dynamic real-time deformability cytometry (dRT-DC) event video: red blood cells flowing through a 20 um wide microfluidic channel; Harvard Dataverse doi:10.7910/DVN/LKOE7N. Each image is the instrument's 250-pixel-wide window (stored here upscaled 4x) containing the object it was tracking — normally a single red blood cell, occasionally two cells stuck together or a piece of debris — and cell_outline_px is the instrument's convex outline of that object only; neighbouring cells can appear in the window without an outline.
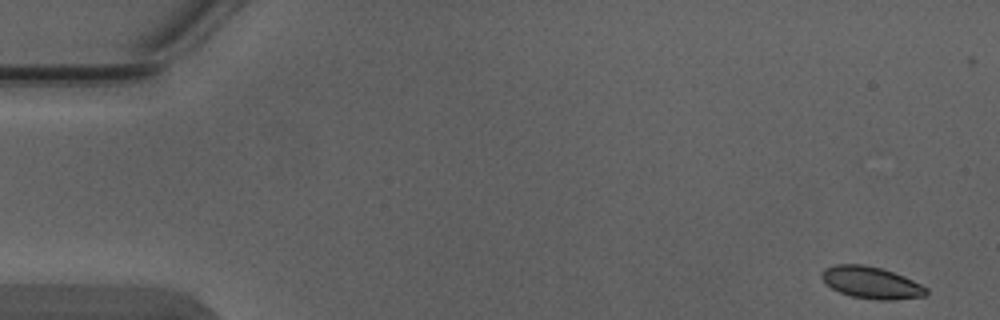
{"species": "Egyptian fruit bat (a non-hibernating species)", "species_latin": "Rousettus aegyptiacus", "temperature_condition": "warm", "stored_images_in_passage": 6, "camera_frame_rate_fps": 3000, "um_per_image_px": 0.085, "animal": {"sex": "male"}, "frame": {"image": 1, "passage_image": 1, "time_ms": 0.0, "image_size_px": [1000, 320], "cell_outline_px": [[928, 292], [924, 296], [892, 300], [876, 300], [852, 296], [840, 292], [832, 288], [820, 276], [824, 268], [836, 264], [864, 264], [880, 268], [904, 276], [928, 288]], "centroid_in_image_um": [74.06, 24.02], "position_along_channel_um": 10.9, "area_um2": 19.31}}
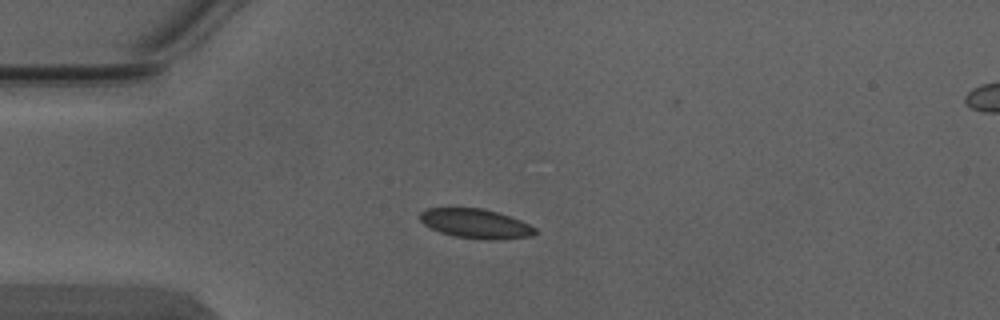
{"frame": {"image": 2, "passage_image": 4, "time_ms": 1.0, "image_size_px": [1000, 320], "cell_outline_px": [[536, 232], [532, 236], [500, 240], [488, 240], [456, 236], [440, 232], [424, 224], [420, 220], [420, 212], [424, 208], [484, 208], [520, 220], [536, 228]], "centroid_in_image_um": [40.43, 19.01], "position_along_channel_um": 44.6, "area_um2": 19.65}}
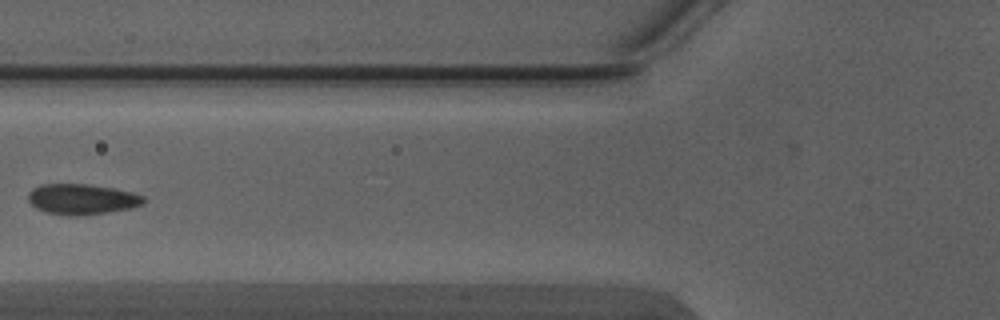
{"frame": {"image": 3, "passage_image": 6, "time_ms": 1.667, "image_size_px": [1000, 320], "cell_outline_px": [[144, 204], [132, 208], [108, 212], [76, 216], [48, 212], [36, 208], [28, 200], [28, 192], [32, 188], [40, 184], [88, 184], [112, 188], [132, 192], [144, 196]], "centroid_in_image_um": [6.97, 16.92], "position_along_channel_um": 118.8, "area_um2": 20.46}}